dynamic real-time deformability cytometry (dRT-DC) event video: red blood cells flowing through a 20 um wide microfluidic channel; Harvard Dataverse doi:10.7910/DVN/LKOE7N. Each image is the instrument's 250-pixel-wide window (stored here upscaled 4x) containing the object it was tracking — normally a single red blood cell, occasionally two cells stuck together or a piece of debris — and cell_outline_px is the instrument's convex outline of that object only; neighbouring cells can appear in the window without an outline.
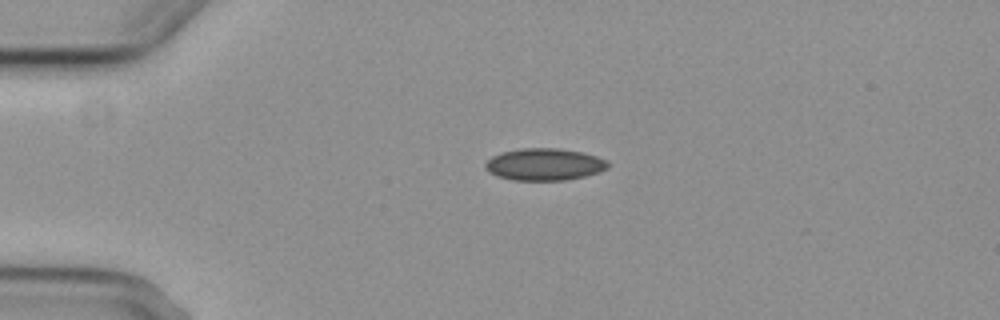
{"species": "common noctule bat (a hibernating species)", "species_latin": "Nyctalus noctula", "temperature_condition": "cold", "stored_images_in_passage": 2, "camera_frame_rate_fps": 3000, "um_per_image_px": 0.085, "animal": {"sex": "female", "body_mass_g": 29.2, "forearm_length_mm": 56.3}, "frame": {"image": 1, "passage_image": 1, "time_ms": 0.0, "image_size_px": [1000, 320], "cell_outline_px": [[608, 168], [600, 172], [584, 176], [564, 180], [512, 180], [496, 176], [488, 172], [484, 168], [484, 164], [492, 156], [500, 152], [520, 148], [556, 148], [580, 152], [596, 156], [608, 160]], "centroid_in_image_um": [46.24, 13.97], "position_along_channel_um": 38.8, "area_um2": 23.0}}